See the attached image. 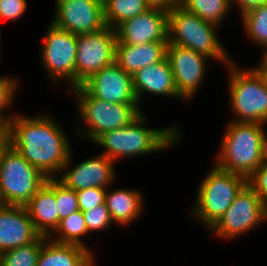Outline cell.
Returning <instances> with one entry per match:
<instances>
[{
	"label": "cell",
	"mask_w": 267,
	"mask_h": 266,
	"mask_svg": "<svg viewBox=\"0 0 267 266\" xmlns=\"http://www.w3.org/2000/svg\"><path fill=\"white\" fill-rule=\"evenodd\" d=\"M143 195L139 190L118 188L106 189L105 204L109 210L112 221L118 225H128L136 221L143 213Z\"/></svg>",
	"instance_id": "22"
},
{
	"label": "cell",
	"mask_w": 267,
	"mask_h": 266,
	"mask_svg": "<svg viewBox=\"0 0 267 266\" xmlns=\"http://www.w3.org/2000/svg\"><path fill=\"white\" fill-rule=\"evenodd\" d=\"M79 210L84 212L105 203L106 188H87L76 191Z\"/></svg>",
	"instance_id": "31"
},
{
	"label": "cell",
	"mask_w": 267,
	"mask_h": 266,
	"mask_svg": "<svg viewBox=\"0 0 267 266\" xmlns=\"http://www.w3.org/2000/svg\"><path fill=\"white\" fill-rule=\"evenodd\" d=\"M217 28L181 5L168 10V43L189 48L226 67L232 58L220 43Z\"/></svg>",
	"instance_id": "5"
},
{
	"label": "cell",
	"mask_w": 267,
	"mask_h": 266,
	"mask_svg": "<svg viewBox=\"0 0 267 266\" xmlns=\"http://www.w3.org/2000/svg\"><path fill=\"white\" fill-rule=\"evenodd\" d=\"M26 0H0V19L16 21L26 12Z\"/></svg>",
	"instance_id": "33"
},
{
	"label": "cell",
	"mask_w": 267,
	"mask_h": 266,
	"mask_svg": "<svg viewBox=\"0 0 267 266\" xmlns=\"http://www.w3.org/2000/svg\"><path fill=\"white\" fill-rule=\"evenodd\" d=\"M258 67L262 70L267 80V65H259Z\"/></svg>",
	"instance_id": "39"
},
{
	"label": "cell",
	"mask_w": 267,
	"mask_h": 266,
	"mask_svg": "<svg viewBox=\"0 0 267 266\" xmlns=\"http://www.w3.org/2000/svg\"><path fill=\"white\" fill-rule=\"evenodd\" d=\"M49 237L39 236L34 242L0 254V266H37L43 243Z\"/></svg>",
	"instance_id": "27"
},
{
	"label": "cell",
	"mask_w": 267,
	"mask_h": 266,
	"mask_svg": "<svg viewBox=\"0 0 267 266\" xmlns=\"http://www.w3.org/2000/svg\"><path fill=\"white\" fill-rule=\"evenodd\" d=\"M97 2H99L100 4L104 5L106 3L107 0H95Z\"/></svg>",
	"instance_id": "40"
},
{
	"label": "cell",
	"mask_w": 267,
	"mask_h": 266,
	"mask_svg": "<svg viewBox=\"0 0 267 266\" xmlns=\"http://www.w3.org/2000/svg\"><path fill=\"white\" fill-rule=\"evenodd\" d=\"M213 167L202 178L197 190L195 207L191 211L201 224L210 229L228 210L239 192L247 185V179L241 175Z\"/></svg>",
	"instance_id": "7"
},
{
	"label": "cell",
	"mask_w": 267,
	"mask_h": 266,
	"mask_svg": "<svg viewBox=\"0 0 267 266\" xmlns=\"http://www.w3.org/2000/svg\"><path fill=\"white\" fill-rule=\"evenodd\" d=\"M168 42H148L139 45L116 43L114 61L128 74L162 61Z\"/></svg>",
	"instance_id": "20"
},
{
	"label": "cell",
	"mask_w": 267,
	"mask_h": 266,
	"mask_svg": "<svg viewBox=\"0 0 267 266\" xmlns=\"http://www.w3.org/2000/svg\"><path fill=\"white\" fill-rule=\"evenodd\" d=\"M151 7H158L170 10L173 7L181 5L182 0H146Z\"/></svg>",
	"instance_id": "35"
},
{
	"label": "cell",
	"mask_w": 267,
	"mask_h": 266,
	"mask_svg": "<svg viewBox=\"0 0 267 266\" xmlns=\"http://www.w3.org/2000/svg\"><path fill=\"white\" fill-rule=\"evenodd\" d=\"M55 196L60 221L73 212L79 211L76 191L67 188L57 177L55 178Z\"/></svg>",
	"instance_id": "28"
},
{
	"label": "cell",
	"mask_w": 267,
	"mask_h": 266,
	"mask_svg": "<svg viewBox=\"0 0 267 266\" xmlns=\"http://www.w3.org/2000/svg\"><path fill=\"white\" fill-rule=\"evenodd\" d=\"M8 144L47 178L62 172L71 147L62 127L52 117L15 114L8 126Z\"/></svg>",
	"instance_id": "1"
},
{
	"label": "cell",
	"mask_w": 267,
	"mask_h": 266,
	"mask_svg": "<svg viewBox=\"0 0 267 266\" xmlns=\"http://www.w3.org/2000/svg\"><path fill=\"white\" fill-rule=\"evenodd\" d=\"M88 233L83 212H73L60 221L58 228L55 230V236L49 238L57 243L73 244L88 249L87 244L83 242V236Z\"/></svg>",
	"instance_id": "24"
},
{
	"label": "cell",
	"mask_w": 267,
	"mask_h": 266,
	"mask_svg": "<svg viewBox=\"0 0 267 266\" xmlns=\"http://www.w3.org/2000/svg\"><path fill=\"white\" fill-rule=\"evenodd\" d=\"M77 101V111L82 124L75 134L94 142L101 134L107 131L125 127L141 113L139 103H112L92 96L82 85L68 89ZM83 129V130H82Z\"/></svg>",
	"instance_id": "6"
},
{
	"label": "cell",
	"mask_w": 267,
	"mask_h": 266,
	"mask_svg": "<svg viewBox=\"0 0 267 266\" xmlns=\"http://www.w3.org/2000/svg\"><path fill=\"white\" fill-rule=\"evenodd\" d=\"M18 80L8 76H0V125L8 126L10 120L14 117L13 115H7L6 109L11 107V104L15 100L16 91L18 87ZM14 99V100H13ZM5 110V111H4Z\"/></svg>",
	"instance_id": "29"
},
{
	"label": "cell",
	"mask_w": 267,
	"mask_h": 266,
	"mask_svg": "<svg viewBox=\"0 0 267 266\" xmlns=\"http://www.w3.org/2000/svg\"><path fill=\"white\" fill-rule=\"evenodd\" d=\"M25 208L36 231L50 237L60 224L55 196V178H47L45 184L34 194Z\"/></svg>",
	"instance_id": "19"
},
{
	"label": "cell",
	"mask_w": 267,
	"mask_h": 266,
	"mask_svg": "<svg viewBox=\"0 0 267 266\" xmlns=\"http://www.w3.org/2000/svg\"><path fill=\"white\" fill-rule=\"evenodd\" d=\"M166 57L171 66L177 92L184 100H191L204 82L208 58L189 48L167 44Z\"/></svg>",
	"instance_id": "12"
},
{
	"label": "cell",
	"mask_w": 267,
	"mask_h": 266,
	"mask_svg": "<svg viewBox=\"0 0 267 266\" xmlns=\"http://www.w3.org/2000/svg\"><path fill=\"white\" fill-rule=\"evenodd\" d=\"M146 120L145 114L141 113L130 124L104 132L94 142L104 148L101 154L114 163L119 158L157 153L179 143L181 132L178 125L173 124L169 128H150L147 127Z\"/></svg>",
	"instance_id": "2"
},
{
	"label": "cell",
	"mask_w": 267,
	"mask_h": 266,
	"mask_svg": "<svg viewBox=\"0 0 267 266\" xmlns=\"http://www.w3.org/2000/svg\"><path fill=\"white\" fill-rule=\"evenodd\" d=\"M8 144V130L6 126L0 125V153Z\"/></svg>",
	"instance_id": "37"
},
{
	"label": "cell",
	"mask_w": 267,
	"mask_h": 266,
	"mask_svg": "<svg viewBox=\"0 0 267 266\" xmlns=\"http://www.w3.org/2000/svg\"><path fill=\"white\" fill-rule=\"evenodd\" d=\"M236 2V3H235ZM231 6H238V11L241 14L249 11L250 9L262 4H267V0H230Z\"/></svg>",
	"instance_id": "34"
},
{
	"label": "cell",
	"mask_w": 267,
	"mask_h": 266,
	"mask_svg": "<svg viewBox=\"0 0 267 266\" xmlns=\"http://www.w3.org/2000/svg\"><path fill=\"white\" fill-rule=\"evenodd\" d=\"M116 43L139 45L168 42V10L151 7L115 28Z\"/></svg>",
	"instance_id": "15"
},
{
	"label": "cell",
	"mask_w": 267,
	"mask_h": 266,
	"mask_svg": "<svg viewBox=\"0 0 267 266\" xmlns=\"http://www.w3.org/2000/svg\"><path fill=\"white\" fill-rule=\"evenodd\" d=\"M39 236L25 206L0 204V254L34 242Z\"/></svg>",
	"instance_id": "17"
},
{
	"label": "cell",
	"mask_w": 267,
	"mask_h": 266,
	"mask_svg": "<svg viewBox=\"0 0 267 266\" xmlns=\"http://www.w3.org/2000/svg\"><path fill=\"white\" fill-rule=\"evenodd\" d=\"M136 97L143 102V94H153L184 100L176 90L173 73L167 57L162 61L138 70L133 76Z\"/></svg>",
	"instance_id": "18"
},
{
	"label": "cell",
	"mask_w": 267,
	"mask_h": 266,
	"mask_svg": "<svg viewBox=\"0 0 267 266\" xmlns=\"http://www.w3.org/2000/svg\"><path fill=\"white\" fill-rule=\"evenodd\" d=\"M82 86L94 97L112 103H139L132 75L115 61L92 75Z\"/></svg>",
	"instance_id": "16"
},
{
	"label": "cell",
	"mask_w": 267,
	"mask_h": 266,
	"mask_svg": "<svg viewBox=\"0 0 267 266\" xmlns=\"http://www.w3.org/2000/svg\"><path fill=\"white\" fill-rule=\"evenodd\" d=\"M73 159L72 151L62 168V175L57 178L67 188L74 191L87 188H109L116 180L114 162L104 154H98L93 158L86 159L71 168ZM70 169V170H69ZM66 170V171H65ZM64 171V172H63Z\"/></svg>",
	"instance_id": "14"
},
{
	"label": "cell",
	"mask_w": 267,
	"mask_h": 266,
	"mask_svg": "<svg viewBox=\"0 0 267 266\" xmlns=\"http://www.w3.org/2000/svg\"><path fill=\"white\" fill-rule=\"evenodd\" d=\"M51 22L72 34L98 32L107 27L104 6L95 0H55Z\"/></svg>",
	"instance_id": "13"
},
{
	"label": "cell",
	"mask_w": 267,
	"mask_h": 266,
	"mask_svg": "<svg viewBox=\"0 0 267 266\" xmlns=\"http://www.w3.org/2000/svg\"><path fill=\"white\" fill-rule=\"evenodd\" d=\"M77 35L55 26H48L41 48V64L51 81L67 80L70 89L75 87V61Z\"/></svg>",
	"instance_id": "9"
},
{
	"label": "cell",
	"mask_w": 267,
	"mask_h": 266,
	"mask_svg": "<svg viewBox=\"0 0 267 266\" xmlns=\"http://www.w3.org/2000/svg\"><path fill=\"white\" fill-rule=\"evenodd\" d=\"M247 185L267 207V165H261L247 178Z\"/></svg>",
	"instance_id": "32"
},
{
	"label": "cell",
	"mask_w": 267,
	"mask_h": 266,
	"mask_svg": "<svg viewBox=\"0 0 267 266\" xmlns=\"http://www.w3.org/2000/svg\"><path fill=\"white\" fill-rule=\"evenodd\" d=\"M263 54L258 65H267V50Z\"/></svg>",
	"instance_id": "38"
},
{
	"label": "cell",
	"mask_w": 267,
	"mask_h": 266,
	"mask_svg": "<svg viewBox=\"0 0 267 266\" xmlns=\"http://www.w3.org/2000/svg\"><path fill=\"white\" fill-rule=\"evenodd\" d=\"M93 260L90 249L57 243L48 238L39 253L37 266H88Z\"/></svg>",
	"instance_id": "21"
},
{
	"label": "cell",
	"mask_w": 267,
	"mask_h": 266,
	"mask_svg": "<svg viewBox=\"0 0 267 266\" xmlns=\"http://www.w3.org/2000/svg\"><path fill=\"white\" fill-rule=\"evenodd\" d=\"M245 35L250 41L267 50V4H262L241 14Z\"/></svg>",
	"instance_id": "26"
},
{
	"label": "cell",
	"mask_w": 267,
	"mask_h": 266,
	"mask_svg": "<svg viewBox=\"0 0 267 266\" xmlns=\"http://www.w3.org/2000/svg\"><path fill=\"white\" fill-rule=\"evenodd\" d=\"M47 177L11 145L0 153V204L25 206Z\"/></svg>",
	"instance_id": "8"
},
{
	"label": "cell",
	"mask_w": 267,
	"mask_h": 266,
	"mask_svg": "<svg viewBox=\"0 0 267 266\" xmlns=\"http://www.w3.org/2000/svg\"><path fill=\"white\" fill-rule=\"evenodd\" d=\"M181 6L204 21L219 27L232 9L230 0H182Z\"/></svg>",
	"instance_id": "25"
},
{
	"label": "cell",
	"mask_w": 267,
	"mask_h": 266,
	"mask_svg": "<svg viewBox=\"0 0 267 266\" xmlns=\"http://www.w3.org/2000/svg\"><path fill=\"white\" fill-rule=\"evenodd\" d=\"M88 232L107 230L114 222L105 203L83 212Z\"/></svg>",
	"instance_id": "30"
},
{
	"label": "cell",
	"mask_w": 267,
	"mask_h": 266,
	"mask_svg": "<svg viewBox=\"0 0 267 266\" xmlns=\"http://www.w3.org/2000/svg\"><path fill=\"white\" fill-rule=\"evenodd\" d=\"M95 259L88 265V266H94L95 264Z\"/></svg>",
	"instance_id": "41"
},
{
	"label": "cell",
	"mask_w": 267,
	"mask_h": 266,
	"mask_svg": "<svg viewBox=\"0 0 267 266\" xmlns=\"http://www.w3.org/2000/svg\"><path fill=\"white\" fill-rule=\"evenodd\" d=\"M264 125L228 122L215 165L247 179L262 165L261 140Z\"/></svg>",
	"instance_id": "3"
},
{
	"label": "cell",
	"mask_w": 267,
	"mask_h": 266,
	"mask_svg": "<svg viewBox=\"0 0 267 266\" xmlns=\"http://www.w3.org/2000/svg\"><path fill=\"white\" fill-rule=\"evenodd\" d=\"M226 67L230 107L235 117L231 121L267 125V80L262 70L258 65L241 69L234 61Z\"/></svg>",
	"instance_id": "4"
},
{
	"label": "cell",
	"mask_w": 267,
	"mask_h": 266,
	"mask_svg": "<svg viewBox=\"0 0 267 266\" xmlns=\"http://www.w3.org/2000/svg\"><path fill=\"white\" fill-rule=\"evenodd\" d=\"M267 220V207L256 193L246 185L228 210L209 229L217 237L235 239Z\"/></svg>",
	"instance_id": "10"
},
{
	"label": "cell",
	"mask_w": 267,
	"mask_h": 266,
	"mask_svg": "<svg viewBox=\"0 0 267 266\" xmlns=\"http://www.w3.org/2000/svg\"><path fill=\"white\" fill-rule=\"evenodd\" d=\"M116 41L115 29L108 26L98 32L77 35L75 87L114 62Z\"/></svg>",
	"instance_id": "11"
},
{
	"label": "cell",
	"mask_w": 267,
	"mask_h": 266,
	"mask_svg": "<svg viewBox=\"0 0 267 266\" xmlns=\"http://www.w3.org/2000/svg\"><path fill=\"white\" fill-rule=\"evenodd\" d=\"M103 6L106 25L112 29L151 8L146 0H107Z\"/></svg>",
	"instance_id": "23"
},
{
	"label": "cell",
	"mask_w": 267,
	"mask_h": 266,
	"mask_svg": "<svg viewBox=\"0 0 267 266\" xmlns=\"http://www.w3.org/2000/svg\"><path fill=\"white\" fill-rule=\"evenodd\" d=\"M261 162L262 165H267V135L265 130L261 140Z\"/></svg>",
	"instance_id": "36"
}]
</instances>
